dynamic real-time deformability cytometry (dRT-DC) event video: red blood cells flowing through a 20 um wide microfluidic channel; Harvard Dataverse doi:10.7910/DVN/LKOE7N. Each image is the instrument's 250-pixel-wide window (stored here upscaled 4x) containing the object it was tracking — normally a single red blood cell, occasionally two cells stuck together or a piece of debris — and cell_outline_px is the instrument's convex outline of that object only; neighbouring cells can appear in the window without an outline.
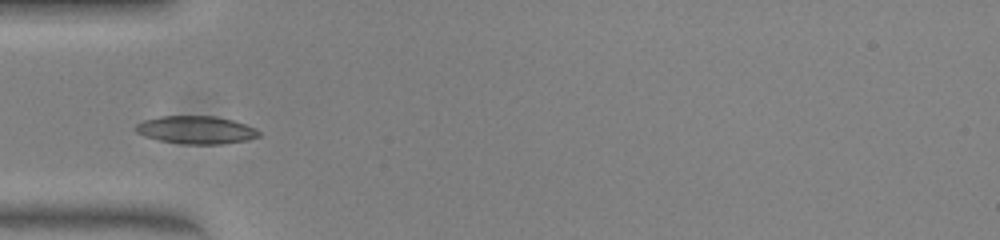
{"species": "common noctule bat (a hibernating species)", "species_latin": "Nyctalus noctula", "temperature_condition": "warm", "stored_images_in_passage": 35, "camera_frame_rate_fps": 3000, "um_per_image_px": 0.085, "animal": {"sex": "female", "body_mass_g": 23.0, "forearm_length_mm": 53.4}, "frame": {"image": 1, "passage_image": 1, "time_ms": 0.0, "image_size_px": [1000, 240], "cell_outline_px": [[260, 136], [248, 140], [220, 144], [184, 144], [160, 140], [144, 136], [136, 132], [136, 124], [144, 120], [160, 116], [216, 116], [232, 120], [256, 128], [260, 132]], "centroid_in_image_um": [16.68, 11.04], "position_along_channel_um": 68.3, "area_um2": 19.94}}
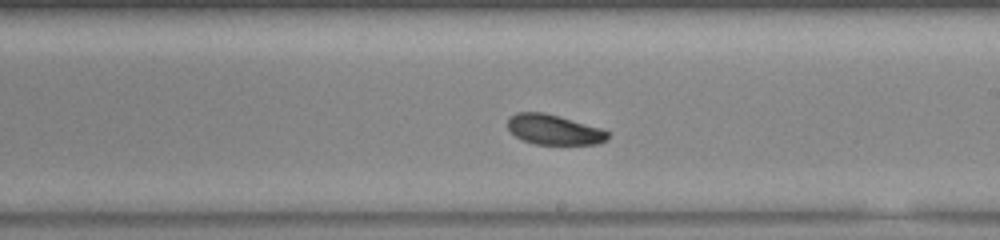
{"frame": {"image": 2, "passage_image": 14, "time_ms": 4.333, "image_size_px": [1000, 240], "cell_outline_px": [[608, 136], [604, 140], [596, 144], [536, 144], [524, 140], [516, 136], [508, 128], [508, 116], [516, 112], [544, 112], [600, 128], [608, 132]], "centroid_in_image_um": [47.03, 11.01], "position_along_channel_um": 242.0, "area_um2": 17.22}}
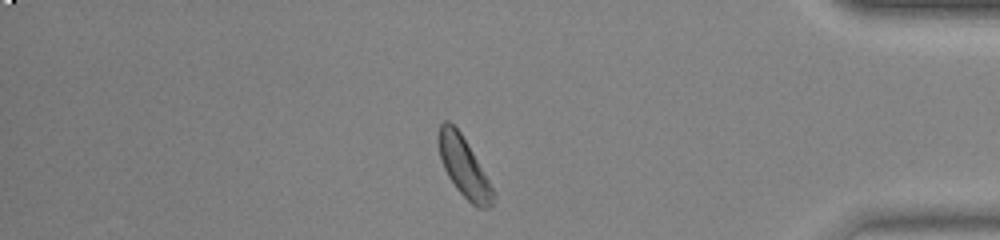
{"frame": {"image": 3, "passage_image": 28, "time_ms": 9.0, "image_size_px": [1000, 240], "cell_outline_px": [[496, 196], [492, 208], [476, 208], [456, 188], [448, 176], [444, 168], [440, 156], [436, 136], [440, 124], [444, 120], [448, 120], [460, 132], [496, 192]], "centroid_in_image_um": [39.44, 14.22], "position_along_channel_um": 395.8, "area_um2": 19.07}, "authors_computed_cell_mechanics": {"area_um2": 18.496, "velocity_mm_per_s": 4.0023, "shape_relaxation_time_tau1_ms": 1.5473, "shape_relaxation_time_tau2_ms": 5.8656, "deformation_change_tau1": 0.0892, "deformation_change_tau2": 0.1195}}